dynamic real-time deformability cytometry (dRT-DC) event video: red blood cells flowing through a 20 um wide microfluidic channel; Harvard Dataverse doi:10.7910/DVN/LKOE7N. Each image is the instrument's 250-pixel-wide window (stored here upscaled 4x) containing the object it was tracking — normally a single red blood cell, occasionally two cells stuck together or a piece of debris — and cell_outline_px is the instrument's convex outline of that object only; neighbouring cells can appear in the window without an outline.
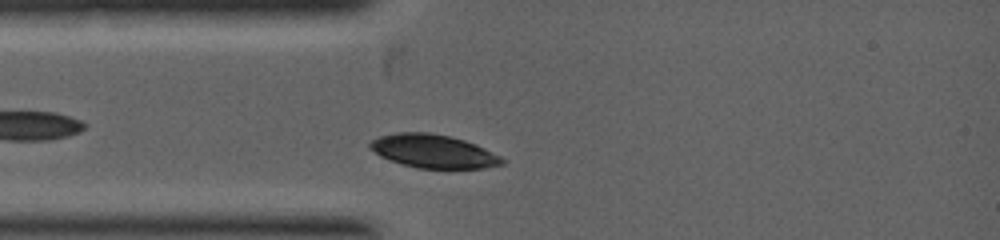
{"species": "common noctule bat (a hibernating species)", "species_latin": "Nyctalus noctula", "temperature_condition": "warm", "stored_images_in_passage": 6, "camera_frame_rate_fps": 5000, "um_per_image_px": 0.085, "animal": {"sex": "female", "body_mass_g": 19.0, "forearm_length_mm": 53.3}, "frame": {"image": 1, "passage_image": 2, "time_ms": 0.4, "image_size_px": [1000, 240], "cell_outline_px": [[504, 164], [484, 168], [416, 168], [380, 156], [368, 148], [368, 144], [372, 140], [380, 136], [396, 132], [428, 132], [448, 136], [464, 140], [476, 144], [500, 156], [504, 160]], "centroid_in_image_um": [36.82, 12.85], "position_along_channel_um": 48.2, "area_um2": 25.55}}
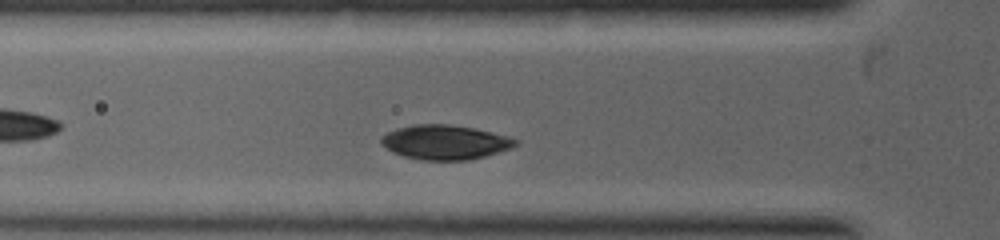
{"frame": {"image": 2, "passage_image": 4, "time_ms": 1.0, "image_size_px": [1000, 240], "cell_outline_px": [[520, 140], [512, 148], [484, 156], [468, 160], [424, 160], [404, 156], [392, 152], [380, 144], [380, 136], [396, 128], [412, 124], [448, 124], [476, 128], [512, 136]], "centroid_in_image_um": [37.84, 12.07], "position_along_channel_um": 88.0, "area_um2": 27.34}}